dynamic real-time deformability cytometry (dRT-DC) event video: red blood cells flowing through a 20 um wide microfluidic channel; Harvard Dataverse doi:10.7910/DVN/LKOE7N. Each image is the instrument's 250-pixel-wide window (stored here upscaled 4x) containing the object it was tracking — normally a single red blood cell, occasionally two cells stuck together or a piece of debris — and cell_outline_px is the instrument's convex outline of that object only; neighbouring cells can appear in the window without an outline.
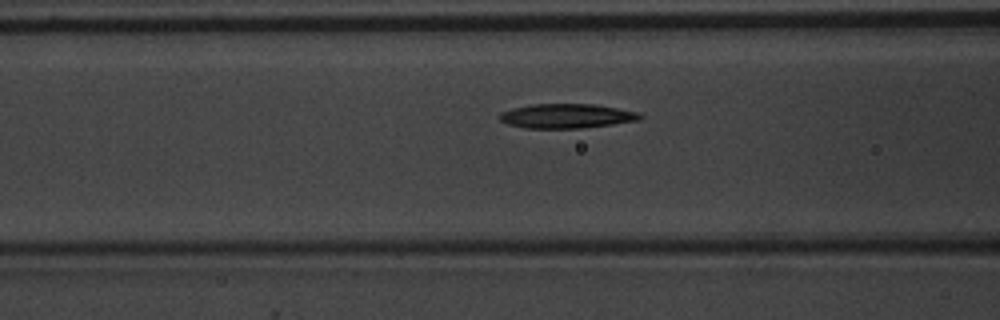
{"species": "common noctule bat (a hibernating species)", "species_latin": "Nyctalus noctula", "temperature_condition": "warm", "stored_images_in_passage": 15, "camera_frame_rate_fps": 3000, "um_per_image_px": 0.085, "animal": {"sex": "male", "body_mass_g": 20.1, "forearm_length_mm": 53.5}, "frame": {"image": 1, "passage_image": 13, "time_ms": 4.0, "image_size_px": [1000, 320], "cell_outline_px": [[644, 116], [640, 120], [612, 124], [580, 128], [524, 128], [508, 124], [500, 120], [496, 116], [500, 112], [512, 108], [532, 104], [596, 104], [640, 112]], "centroid_in_image_um": [48.15, 9.85], "position_along_channel_um": 118.4, "area_um2": 20.17}}